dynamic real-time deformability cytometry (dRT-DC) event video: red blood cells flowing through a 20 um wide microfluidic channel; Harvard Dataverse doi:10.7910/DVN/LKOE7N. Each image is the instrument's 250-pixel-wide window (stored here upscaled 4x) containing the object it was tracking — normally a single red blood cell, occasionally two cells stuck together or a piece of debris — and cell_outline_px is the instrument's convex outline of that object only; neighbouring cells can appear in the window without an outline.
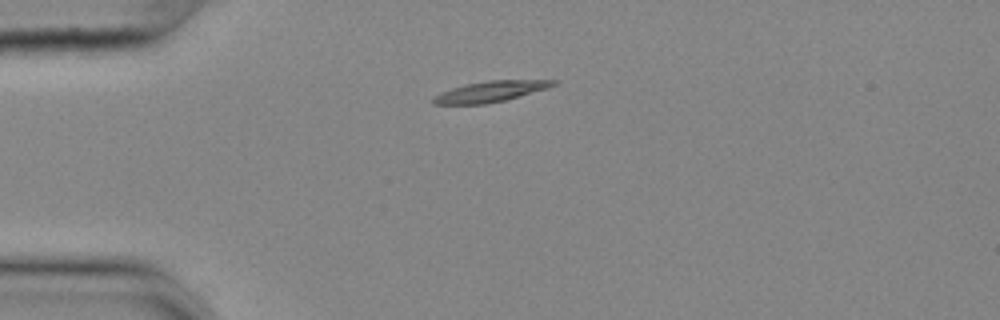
{"species": "common noctule bat (a hibernating species)", "species_latin": "Nyctalus noctula", "temperature_condition": "cold", "stored_images_in_passage": 52, "camera_frame_rate_fps": 3000, "um_per_image_px": 0.085, "animal": {"sex": "female", "body_mass_g": 25.1}, "frame": {"image": 1, "passage_image": 10, "time_ms": 3.0, "image_size_px": [1000, 320], "cell_outline_px": [[560, 80], [556, 84], [548, 88], [504, 100], [484, 104], [432, 104], [432, 96], [440, 92], [464, 84], [488, 80]], "centroid_in_image_um": [41.65, 7.77], "position_along_channel_um": 43.3, "area_um2": 14.51}}
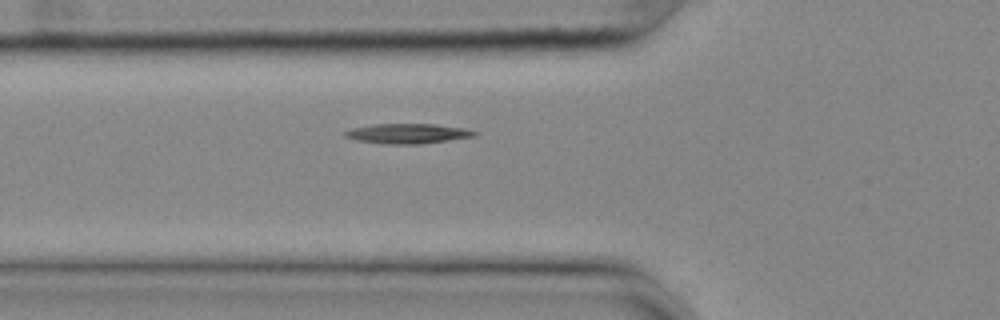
{"frame": {"image": 2, "passage_image": 16, "time_ms": 5.0, "image_size_px": [1000, 320], "cell_outline_px": [[480, 132], [476, 136], [420, 144], [392, 144], [356, 140], [344, 136], [344, 132], [352, 128], [372, 124], [436, 124], [464, 128]], "centroid_in_image_um": [34.69, 11.34], "position_along_channel_um": 91.1, "area_um2": 14.97}}
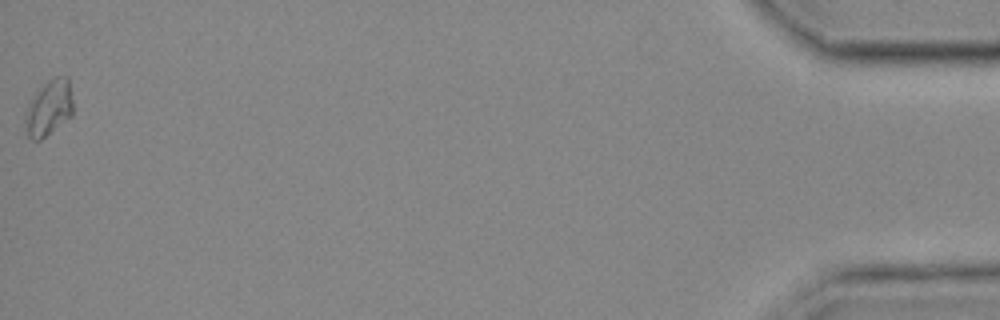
{"frame": {"image": 3, "passage_image": 52, "time_ms": 17.0, "image_size_px": [1000, 320], "cell_outline_px": [[72, 116], [40, 140], [32, 140], [28, 136], [24, 128], [24, 112], [28, 104], [40, 88], [52, 76], [68, 76], [72, 100]], "centroid_in_image_um": [4.13, 9.18], "position_along_channel_um": 431.1, "area_um2": 15.61}}